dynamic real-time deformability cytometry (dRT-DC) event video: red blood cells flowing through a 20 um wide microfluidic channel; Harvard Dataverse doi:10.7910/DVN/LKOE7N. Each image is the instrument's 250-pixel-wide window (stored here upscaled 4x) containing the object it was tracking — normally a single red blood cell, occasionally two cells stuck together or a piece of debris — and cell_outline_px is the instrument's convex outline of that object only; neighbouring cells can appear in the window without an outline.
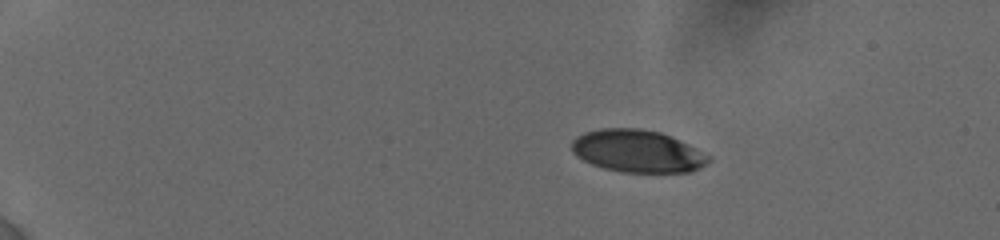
{"species": "human", "species_latin": "Homo sapiens", "temperature_condition": "cold", "stored_images_in_passage": 25, "camera_frame_rate_fps": 3000, "um_per_image_px": 0.085, "donor": {"sex": "female"}, "frame": {"image": 1, "passage_image": 1, "time_ms": 0.0, "image_size_px": [1000, 240], "cell_outline_px": [[712, 160], [700, 168], [692, 172], [620, 172], [604, 168], [592, 164], [576, 156], [572, 152], [572, 140], [576, 136], [584, 132], [600, 128], [640, 128], [660, 132], [680, 140], [712, 156]], "centroid_in_image_um": [54.2, 12.84], "position_along_channel_um": 30.8, "area_um2": 34.1}}
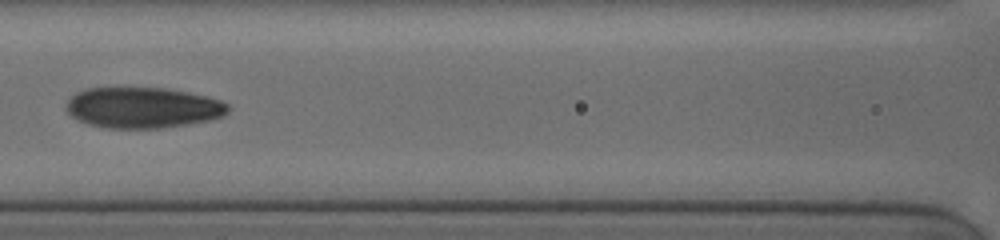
{"frame": {"image": 2, "passage_image": 11, "time_ms": 6.0, "image_size_px": [1000, 240], "cell_outline_px": [[228, 112], [224, 116], [208, 120], [188, 124], [164, 128], [108, 128], [88, 124], [72, 116], [64, 108], [64, 104], [76, 92], [88, 88], [164, 88], [188, 92], [208, 96], [220, 100], [228, 104]], "centroid_in_image_um": [12.14, 9.15], "position_along_channel_um": 154.5, "area_um2": 38.55}}
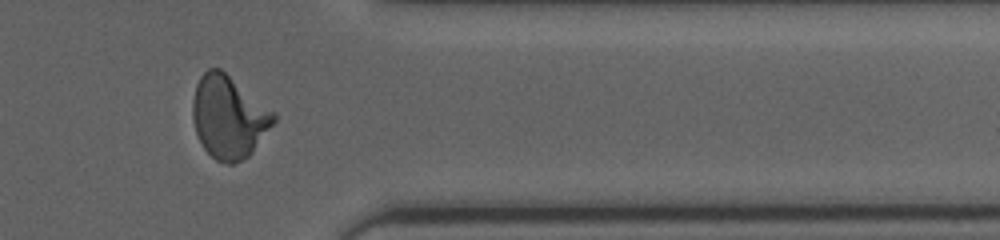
{"frame": {"image": 3, "passage_image": 21, "time_ms": 12.333, "image_size_px": [1000, 240], "cell_outline_px": [[276, 120], [252, 152], [248, 156], [232, 164], [224, 164], [216, 160], [204, 148], [196, 132], [192, 116], [192, 100], [196, 84], [200, 76], [208, 68], [220, 68], [276, 112]], "centroid_in_image_um": [19.44, 9.93], "position_along_channel_um": 392.0, "area_um2": 38.96}, "authors_computed_cell_mechanics": {"area_um2": 37.5122, "velocity_mm_per_s": 3.8502, "shape_relaxation_time_tau1_ms": 5.4715, "shape_relaxation_time_tau2_ms": 1.719, "deformation_change_tau1": 0.2035, "deformation_change_tau2": 0.0806}}